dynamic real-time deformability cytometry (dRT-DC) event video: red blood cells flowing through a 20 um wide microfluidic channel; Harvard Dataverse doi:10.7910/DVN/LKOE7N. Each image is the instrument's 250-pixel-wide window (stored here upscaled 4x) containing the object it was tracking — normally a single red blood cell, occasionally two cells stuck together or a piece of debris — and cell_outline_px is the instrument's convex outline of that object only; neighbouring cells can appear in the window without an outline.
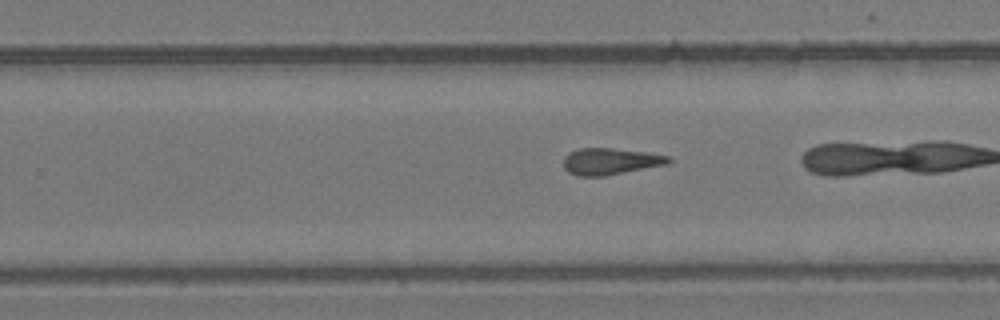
{"species": "common noctule bat (a hibernating species)", "species_latin": "Nyctalus noctula", "temperature_condition": "room temperature", "stored_images_in_passage": 37, "camera_frame_rate_fps": 3000, "um_per_image_px": 0.085, "animal": {"sex": "female", "body_mass_g": 24.6, "forearm_length_mm": 56.2}, "frame": {"image": 1, "passage_image": 30, "time_ms": 9.667, "image_size_px": [1000, 320], "cell_outline_px": [[672, 160], [668, 164], [604, 176], [576, 176], [568, 172], [564, 168], [564, 156], [580, 148], [612, 148], [644, 152], [668, 156]], "centroid_in_image_um": [51.86, 13.72], "position_along_channel_um": 277.9, "area_um2": 16.13}}
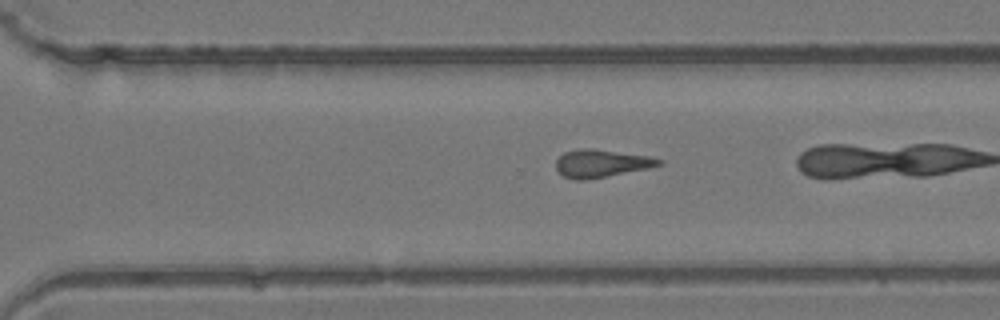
{"frame": {"image": 2, "passage_image": 33, "time_ms": 10.667, "image_size_px": [1000, 320], "cell_outline_px": [[664, 164], [648, 168], [584, 180], [576, 180], [564, 176], [556, 168], [556, 160], [564, 152], [580, 148], [592, 148], [652, 156], [664, 160]], "centroid_in_image_um": [51.15, 13.87], "position_along_channel_um": 319.5, "area_um2": 16.65}}